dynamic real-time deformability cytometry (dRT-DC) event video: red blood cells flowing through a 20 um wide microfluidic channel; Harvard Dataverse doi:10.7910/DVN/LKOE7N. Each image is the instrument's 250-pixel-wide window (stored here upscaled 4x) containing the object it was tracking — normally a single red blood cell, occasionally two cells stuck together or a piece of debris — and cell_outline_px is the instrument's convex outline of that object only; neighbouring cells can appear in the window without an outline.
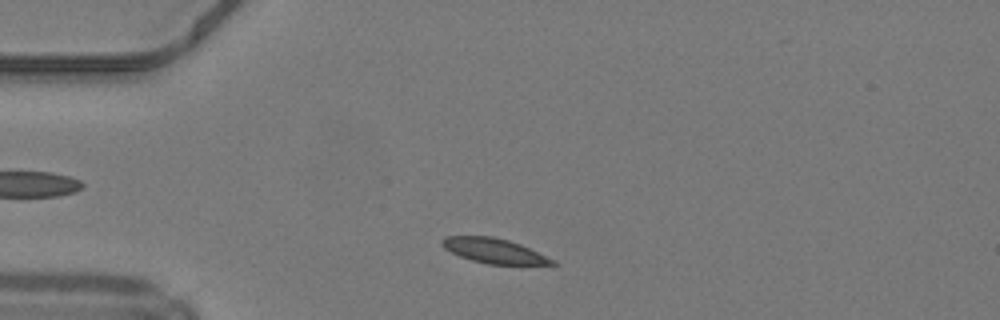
{"species": "common noctule bat (a hibernating species)", "species_latin": "Nyctalus noctula", "temperature_condition": "warm", "stored_images_in_passage": 42, "camera_frame_rate_fps": 3000, "um_per_image_px": 0.085, "animal": {"sex": "male", "body_mass_g": 19.2, "forearm_length_mm": 51.8}, "frame": {"image": 1, "passage_image": 5, "time_ms": 1.333, "image_size_px": [1000, 320], "cell_outline_px": [[556, 264], [488, 264], [472, 260], [460, 256], [444, 248], [440, 244], [440, 240], [444, 236], [492, 236], [508, 240], [520, 244], [556, 260]], "centroid_in_image_um": [41.96, 21.3], "position_along_channel_um": 43.0, "area_um2": 15.84}}
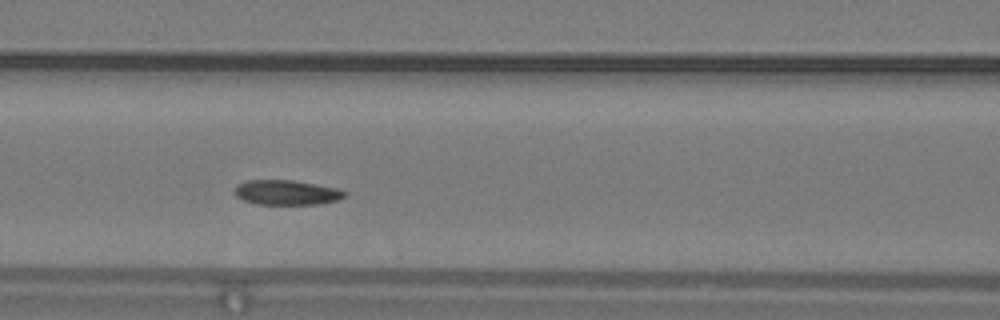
{"frame": {"image": 2, "passage_image": 14, "time_ms": 4.333, "image_size_px": [1000, 320], "cell_outline_px": [[348, 192], [344, 196], [336, 200], [316, 204], [256, 204], [244, 200], [236, 196], [236, 184], [244, 180], [292, 180], [336, 188]], "centroid_in_image_um": [24.32, 16.35], "position_along_channel_um": 142.3, "area_um2": 15.72}}
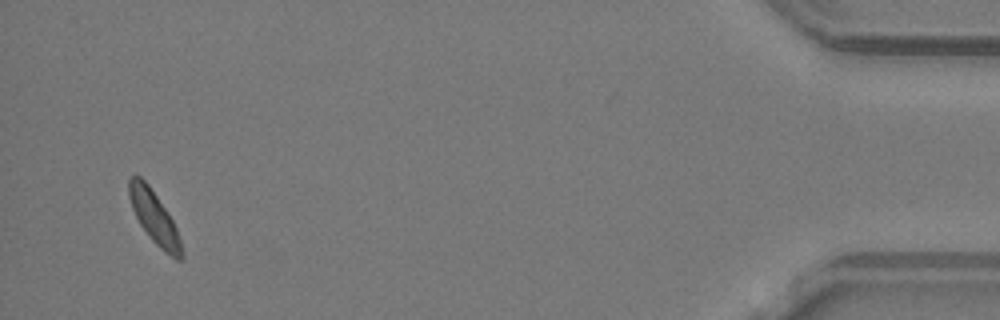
{"frame": {"image": 3, "passage_image": 40, "time_ms": 13.0, "image_size_px": [1000, 320], "cell_outline_px": [[184, 256], [180, 260], [176, 260], [164, 252], [152, 240], [140, 224], [132, 208], [128, 196], [128, 180], [132, 176], [140, 176], [148, 184], [168, 212], [176, 228], [184, 252]], "centroid_in_image_um": [13.12, 18.5], "position_along_channel_um": 422.1, "area_um2": 16.01}, "authors_computed_cell_mechanics": {"area_um2": 16.1551, "velocity_mm_per_s": 4.1722, "shape_relaxation_time_tau1_ms": 3.0827, "shape_relaxation_time_tau2_ms": null, "deformation_change_tau1": 0.084, "deformation_change_tau2": null}}